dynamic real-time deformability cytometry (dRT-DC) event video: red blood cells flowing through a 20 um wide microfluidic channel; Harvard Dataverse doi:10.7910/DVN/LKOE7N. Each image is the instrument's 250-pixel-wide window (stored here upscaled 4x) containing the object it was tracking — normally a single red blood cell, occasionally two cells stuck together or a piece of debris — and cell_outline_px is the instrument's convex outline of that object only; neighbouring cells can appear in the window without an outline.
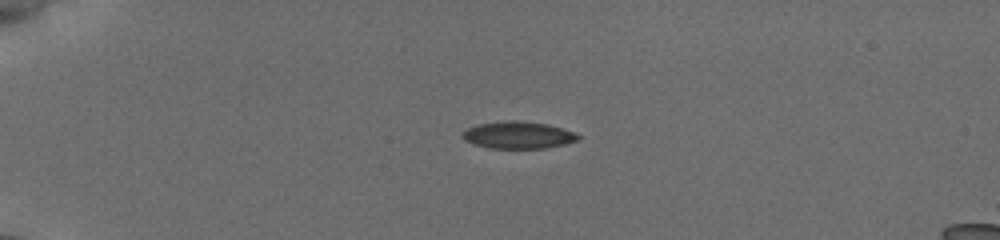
{"species": "common noctule bat (a hibernating species)", "species_latin": "Nyctalus noctula", "temperature_condition": "cold", "stored_images_in_passage": 23, "camera_frame_rate_fps": 3000, "um_per_image_px": 0.085, "animal": {"sex": "female", "body_mass_g": 19.5, "forearm_length_mm": 54.1}, "frame": {"image": 1, "passage_image": 1, "time_ms": 0.0, "image_size_px": [1000, 240], "cell_outline_px": [[580, 140], [564, 144], [544, 148], [488, 148], [472, 144], [464, 140], [460, 136], [468, 128], [480, 124], [508, 120], [520, 120], [548, 124], [564, 128], [580, 136]], "centroid_in_image_um": [44.05, 11.48], "position_along_channel_um": 41.0, "area_um2": 18.32}}
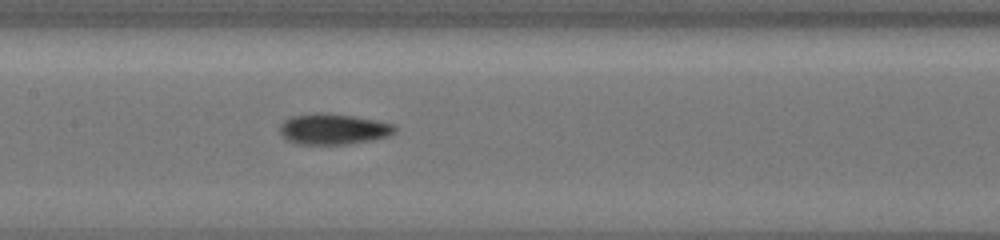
{"frame": {"image": 2, "passage_image": 10, "time_ms": 5.0, "image_size_px": [1000, 240], "cell_outline_px": [[396, 132], [388, 136], [368, 140], [344, 144], [296, 144], [288, 140], [280, 132], [280, 124], [284, 120], [292, 116], [320, 112], [352, 116], [376, 120], [392, 124], [396, 128]], "centroid_in_image_um": [28.3, 10.97], "position_along_channel_um": 179.1, "area_um2": 20.35}}
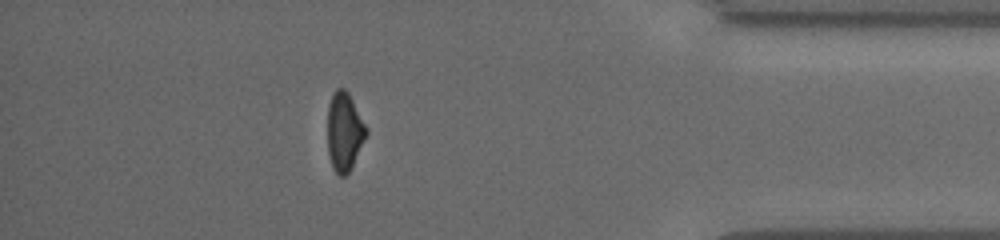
{"frame": {"image": 3, "passage_image": 20, "time_ms": 11.667, "image_size_px": [1000, 240], "cell_outline_px": [[368, 132], [348, 172], [344, 176], [340, 176], [332, 168], [328, 152], [328, 104], [332, 92], [336, 88], [344, 88], [348, 92], [368, 128]], "centroid_in_image_um": [29.26, 11.14], "position_along_channel_um": 405.9, "area_um2": 17.63}, "authors_computed_cell_mechanics": {"area_um2": 19.074, "velocity_mm_per_s": 3.8559, "shape_relaxation_time_tau1_ms": 7.9382, "shape_relaxation_time_tau2_ms": 3.2203, "deformation_change_tau1": 0.1689, "deformation_change_tau2": 0.0703}}